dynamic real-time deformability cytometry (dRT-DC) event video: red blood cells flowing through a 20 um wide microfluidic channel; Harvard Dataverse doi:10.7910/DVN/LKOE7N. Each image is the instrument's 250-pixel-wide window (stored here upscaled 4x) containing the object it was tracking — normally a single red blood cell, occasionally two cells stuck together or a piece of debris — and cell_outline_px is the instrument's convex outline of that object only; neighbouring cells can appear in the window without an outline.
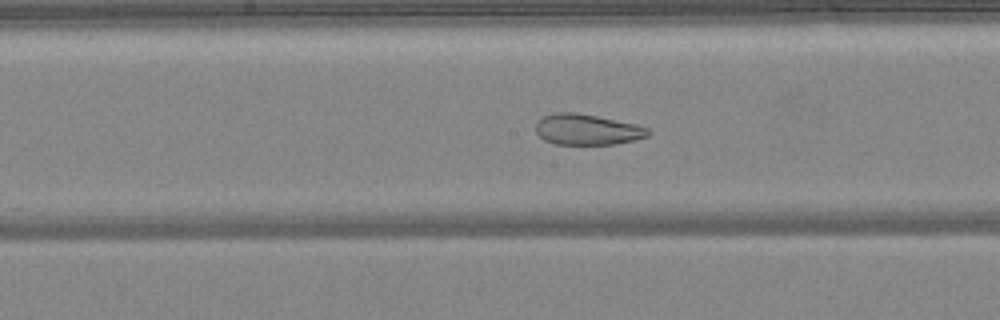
{"species": "common noctule bat (a hibernating species)", "species_latin": "Nyctalus noctula", "temperature_condition": "warm", "stored_images_in_passage": 34, "camera_frame_rate_fps": 3000, "um_per_image_px": 0.085, "animal": {"sex": "female", "body_mass_g": 24.6, "forearm_length_mm": 56.2}, "frame": {"image": 1, "passage_image": 10, "time_ms": 3.0, "image_size_px": [1000, 320], "cell_outline_px": [[652, 132], [648, 136], [616, 144], [556, 144], [544, 140], [536, 132], [536, 120], [544, 116], [556, 112], [576, 112], [636, 124], [648, 128]], "centroid_in_image_um": [49.89, 11.0], "position_along_channel_um": 198.3, "area_um2": 20.11}}
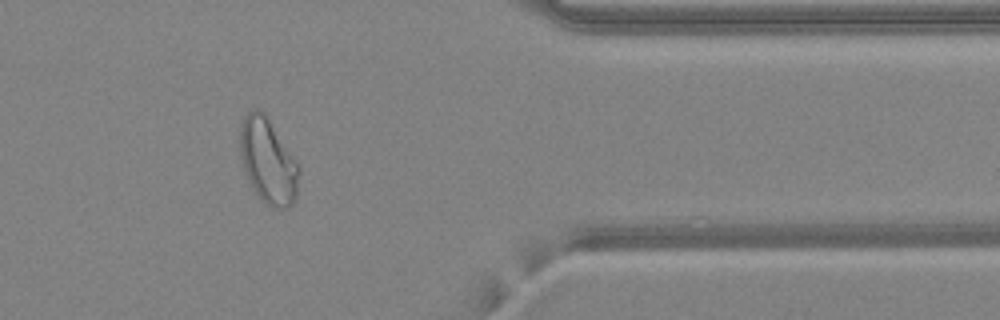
{"frame": {"image": 2, "passage_image": 25, "time_ms": 8.0, "image_size_px": [1000, 320], "cell_outline_px": [[300, 168], [296, 196], [292, 204], [288, 208], [272, 208], [252, 188], [244, 172], [240, 152], [240, 124], [244, 116], [252, 108], [260, 108], [268, 116], [296, 160]], "centroid_in_image_um": [22.77, 13.64], "position_along_channel_um": 388.6, "area_um2": 29.42}, "authors_computed_cell_mechanics": {"area_um2": 23.6402, "velocity_mm_per_s": 4.2118, "shape_relaxation_time_tau1_ms": null, "shape_relaxation_time_tau2_ms": 1.8489, "deformation_change_tau1": null, "deformation_change_tau2": 0.0749}}